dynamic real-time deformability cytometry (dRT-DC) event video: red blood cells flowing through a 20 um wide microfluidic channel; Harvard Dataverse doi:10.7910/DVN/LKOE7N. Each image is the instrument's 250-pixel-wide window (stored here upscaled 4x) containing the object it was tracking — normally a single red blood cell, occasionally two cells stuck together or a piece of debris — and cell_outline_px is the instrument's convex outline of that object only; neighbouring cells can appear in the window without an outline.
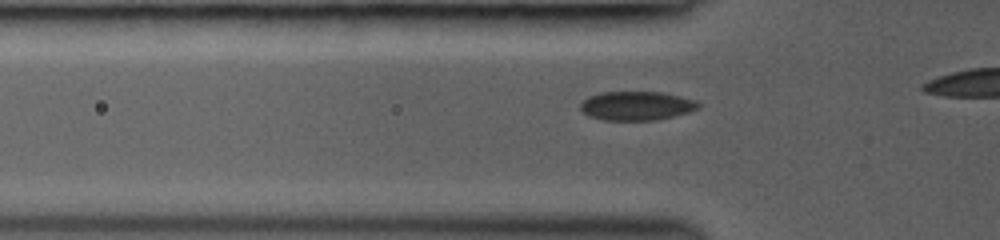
{"species": "common noctule bat (a hibernating species)", "species_latin": "Nyctalus noctula", "temperature_condition": "room temperature", "stored_images_in_passage": 7, "camera_frame_rate_fps": 3000, "um_per_image_px": 0.085, "animal": {"sex": "female", "body_mass_g": 19.0, "forearm_length_mm": 53.3}, "frame": {"image": 1, "passage_image": 2, "time_ms": 0.333, "image_size_px": [1000, 240], "cell_outline_px": [[700, 108], [688, 112], [656, 120], [604, 120], [588, 116], [580, 108], [580, 104], [588, 96], [600, 92], [660, 92], [680, 96], [696, 100], [700, 104]], "centroid_in_image_um": [54.1, 8.99], "position_along_channel_um": 71.7, "area_um2": 19.88}}
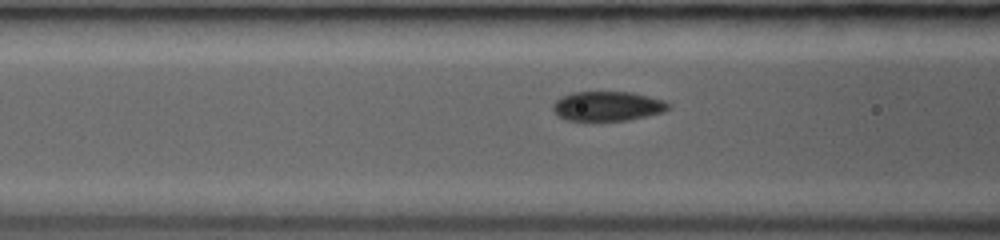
{"frame": {"image": 2, "passage_image": 5, "time_ms": 1.333, "image_size_px": [1000, 240], "cell_outline_px": [[672, 108], [664, 112], [648, 116], [628, 120], [568, 120], [556, 116], [552, 108], [552, 104], [560, 96], [572, 92], [632, 92], [664, 100], [672, 104]], "centroid_in_image_um": [51.66, 9.02], "position_along_channel_um": 114.9, "area_um2": 20.17}}